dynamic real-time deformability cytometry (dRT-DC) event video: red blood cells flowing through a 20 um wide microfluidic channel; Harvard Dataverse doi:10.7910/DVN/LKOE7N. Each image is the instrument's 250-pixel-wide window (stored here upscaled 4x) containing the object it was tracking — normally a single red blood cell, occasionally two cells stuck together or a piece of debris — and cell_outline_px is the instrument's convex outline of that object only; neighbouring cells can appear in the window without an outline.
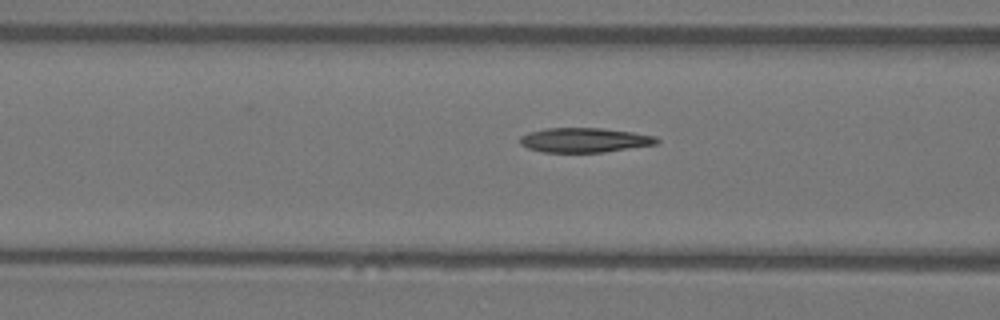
{"species": "Egyptian fruit bat (a non-hibernating species)", "species_latin": "Rousettus aegyptiacus", "temperature_condition": "warm", "stored_images_in_passage": 28, "camera_frame_rate_fps": 3000, "um_per_image_px": 0.085, "animal": {"sex": "female"}, "frame": {"image": 1, "passage_image": 5, "time_ms": 1.333, "image_size_px": [1000, 320], "cell_outline_px": [[660, 140], [656, 144], [604, 152], [540, 152], [528, 148], [520, 144], [520, 136], [528, 132], [544, 128], [604, 128], [632, 132], [656, 136]], "centroid_in_image_um": [49.66, 11.9], "position_along_channel_um": 116.9, "area_um2": 19.65}}
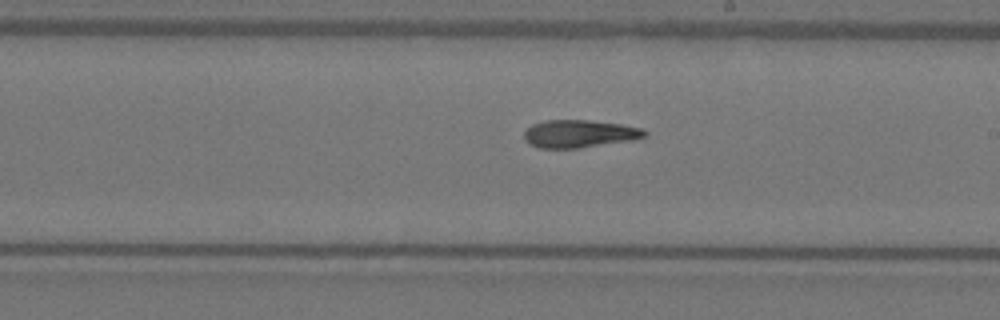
{"frame": {"image": 2, "passage_image": 15, "time_ms": 4.667, "image_size_px": [1000, 320], "cell_outline_px": [[648, 132], [644, 136], [632, 140], [576, 148], [540, 148], [528, 144], [524, 140], [524, 132], [532, 124], [548, 120], [588, 120], [620, 124], [644, 128]], "centroid_in_image_um": [49.23, 11.36], "position_along_channel_um": 239.8, "area_um2": 19.36}}
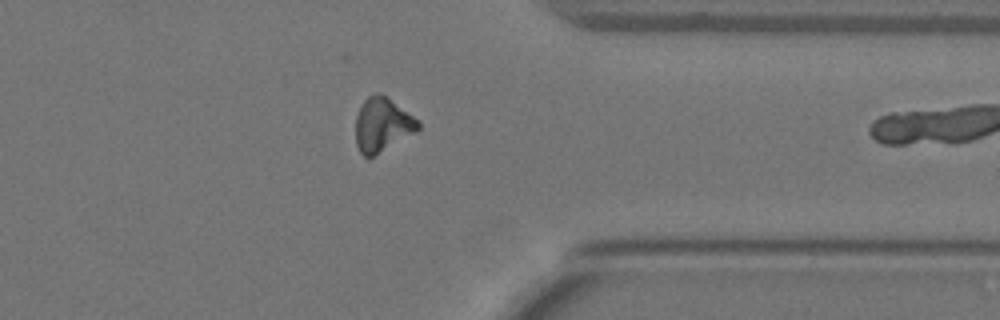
{"frame": {"image": 3, "passage_image": 27, "time_ms": 8.667, "image_size_px": [1000, 320], "cell_outline_px": [[420, 128], [416, 132], [372, 156], [364, 156], [360, 152], [356, 144], [356, 116], [364, 100], [368, 96], [376, 92], [384, 96], [420, 120]], "centroid_in_image_um": [32.5, 10.6], "position_along_channel_um": 378.9, "area_um2": 19.25}}